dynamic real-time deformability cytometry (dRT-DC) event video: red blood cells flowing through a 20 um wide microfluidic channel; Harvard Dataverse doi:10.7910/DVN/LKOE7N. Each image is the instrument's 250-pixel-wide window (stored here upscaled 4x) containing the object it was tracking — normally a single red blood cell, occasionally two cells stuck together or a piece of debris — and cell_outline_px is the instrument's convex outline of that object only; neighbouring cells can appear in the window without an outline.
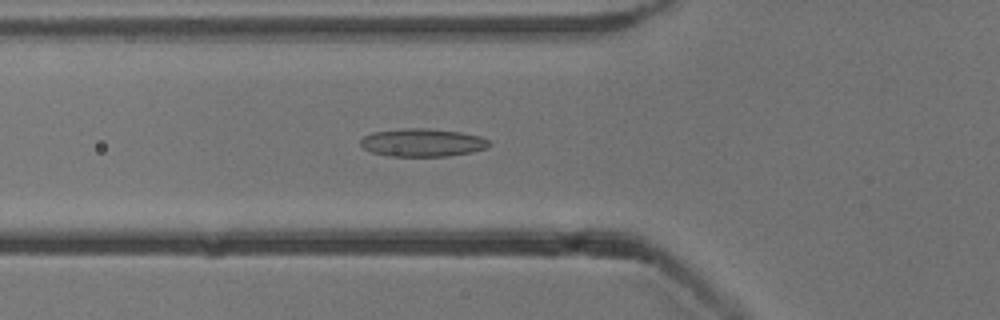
{"species": "common noctule bat (a hibernating species)", "species_latin": "Nyctalus noctula", "temperature_condition": "cold", "stored_images_in_passage": 53, "camera_frame_rate_fps": 3000, "um_per_image_px": 0.085, "animal": {"sex": "male", "body_mass_g": 13.3}, "frame": {"image": 1, "passage_image": 19, "time_ms": 6.0, "image_size_px": [1000, 320], "cell_outline_px": [[492, 144], [488, 148], [472, 152], [448, 156], [388, 156], [372, 152], [364, 148], [360, 144], [360, 140], [364, 136], [372, 132], [404, 128], [428, 128], [460, 132], [480, 136], [488, 140]], "centroid_in_image_um": [35.93, 12.12], "position_along_channel_um": 89.9, "area_um2": 21.1}}
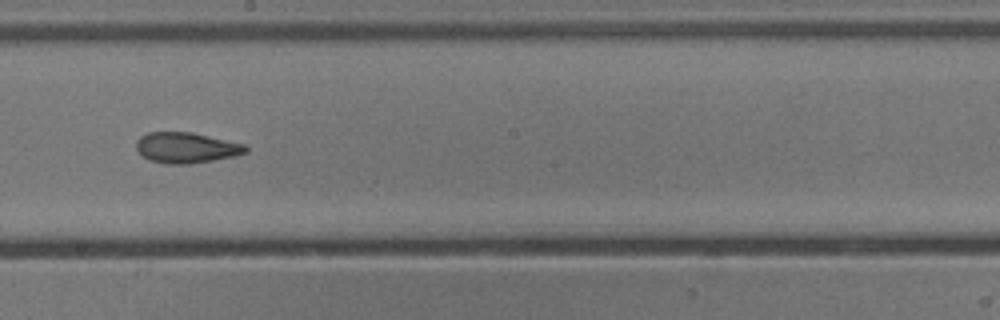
{"frame": {"image": 2, "passage_image": 30, "time_ms": 9.667, "image_size_px": [1000, 320], "cell_outline_px": [[248, 152], [232, 156], [212, 160], [188, 164], [168, 164], [152, 160], [144, 156], [136, 148], [136, 140], [140, 136], [148, 132], [192, 132], [244, 144], [248, 148]], "centroid_in_image_um": [15.83, 12.54], "position_along_channel_um": 232.4, "area_um2": 19.31}}
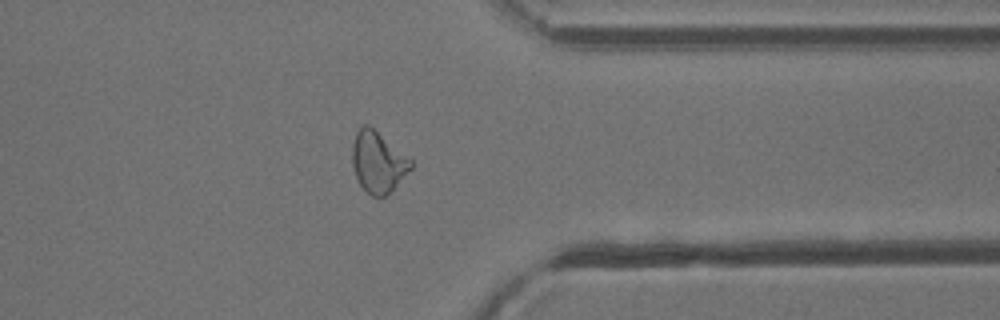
{"frame": {"image": 3, "passage_image": 42, "time_ms": 13.667, "image_size_px": [1000, 320], "cell_outline_px": [[412, 168], [384, 196], [372, 196], [360, 184], [356, 176], [352, 164], [352, 144], [356, 132], [364, 124], [368, 124], [412, 160]], "centroid_in_image_um": [32.1, 13.74], "position_along_channel_um": 379.3, "area_um2": 20.29}, "authors_computed_cell_mechanics": {"area_um2": 20.808, "velocity_mm_per_s": 3.8584, "shape_relaxation_time_tau1_ms": null, "shape_relaxation_time_tau2_ms": 3.181, "deformation_change_tau1": null, "deformation_change_tau2": 0.1176}}